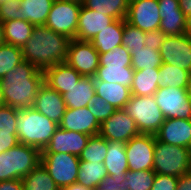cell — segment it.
<instances>
[{
  "instance_id": "1",
  "label": "cell",
  "mask_w": 191,
  "mask_h": 190,
  "mask_svg": "<svg viewBox=\"0 0 191 190\" xmlns=\"http://www.w3.org/2000/svg\"><path fill=\"white\" fill-rule=\"evenodd\" d=\"M70 38L45 25L34 26L31 38L22 48L23 60L44 71L67 58Z\"/></svg>"
},
{
  "instance_id": "2",
  "label": "cell",
  "mask_w": 191,
  "mask_h": 190,
  "mask_svg": "<svg viewBox=\"0 0 191 190\" xmlns=\"http://www.w3.org/2000/svg\"><path fill=\"white\" fill-rule=\"evenodd\" d=\"M43 82V71L23 60L0 80L5 105L17 109L32 108Z\"/></svg>"
},
{
  "instance_id": "3",
  "label": "cell",
  "mask_w": 191,
  "mask_h": 190,
  "mask_svg": "<svg viewBox=\"0 0 191 190\" xmlns=\"http://www.w3.org/2000/svg\"><path fill=\"white\" fill-rule=\"evenodd\" d=\"M16 127L19 143L43 151L59 125L32 107L18 109Z\"/></svg>"
},
{
  "instance_id": "4",
  "label": "cell",
  "mask_w": 191,
  "mask_h": 190,
  "mask_svg": "<svg viewBox=\"0 0 191 190\" xmlns=\"http://www.w3.org/2000/svg\"><path fill=\"white\" fill-rule=\"evenodd\" d=\"M41 163V151L22 143L0 153V181L22 179Z\"/></svg>"
},
{
  "instance_id": "5",
  "label": "cell",
  "mask_w": 191,
  "mask_h": 190,
  "mask_svg": "<svg viewBox=\"0 0 191 190\" xmlns=\"http://www.w3.org/2000/svg\"><path fill=\"white\" fill-rule=\"evenodd\" d=\"M153 171L179 178L190 171L191 149L155 141Z\"/></svg>"
},
{
  "instance_id": "6",
  "label": "cell",
  "mask_w": 191,
  "mask_h": 190,
  "mask_svg": "<svg viewBox=\"0 0 191 190\" xmlns=\"http://www.w3.org/2000/svg\"><path fill=\"white\" fill-rule=\"evenodd\" d=\"M124 109L136 122L140 134L155 135L165 120L153 95H131Z\"/></svg>"
},
{
  "instance_id": "7",
  "label": "cell",
  "mask_w": 191,
  "mask_h": 190,
  "mask_svg": "<svg viewBox=\"0 0 191 190\" xmlns=\"http://www.w3.org/2000/svg\"><path fill=\"white\" fill-rule=\"evenodd\" d=\"M78 156L69 153H41V163L59 189L77 182Z\"/></svg>"
},
{
  "instance_id": "8",
  "label": "cell",
  "mask_w": 191,
  "mask_h": 190,
  "mask_svg": "<svg viewBox=\"0 0 191 190\" xmlns=\"http://www.w3.org/2000/svg\"><path fill=\"white\" fill-rule=\"evenodd\" d=\"M81 6L73 1L54 0L45 26L71 40L75 39Z\"/></svg>"
},
{
  "instance_id": "9",
  "label": "cell",
  "mask_w": 191,
  "mask_h": 190,
  "mask_svg": "<svg viewBox=\"0 0 191 190\" xmlns=\"http://www.w3.org/2000/svg\"><path fill=\"white\" fill-rule=\"evenodd\" d=\"M153 96L165 119H191V100L186 89L159 87Z\"/></svg>"
},
{
  "instance_id": "10",
  "label": "cell",
  "mask_w": 191,
  "mask_h": 190,
  "mask_svg": "<svg viewBox=\"0 0 191 190\" xmlns=\"http://www.w3.org/2000/svg\"><path fill=\"white\" fill-rule=\"evenodd\" d=\"M82 76L94 77L99 66V52L90 41L70 40L65 61Z\"/></svg>"
},
{
  "instance_id": "11",
  "label": "cell",
  "mask_w": 191,
  "mask_h": 190,
  "mask_svg": "<svg viewBox=\"0 0 191 190\" xmlns=\"http://www.w3.org/2000/svg\"><path fill=\"white\" fill-rule=\"evenodd\" d=\"M156 137L152 134H140L125 143L129 170H152Z\"/></svg>"
},
{
  "instance_id": "12",
  "label": "cell",
  "mask_w": 191,
  "mask_h": 190,
  "mask_svg": "<svg viewBox=\"0 0 191 190\" xmlns=\"http://www.w3.org/2000/svg\"><path fill=\"white\" fill-rule=\"evenodd\" d=\"M159 53L162 62L191 73V36H166Z\"/></svg>"
},
{
  "instance_id": "13",
  "label": "cell",
  "mask_w": 191,
  "mask_h": 190,
  "mask_svg": "<svg viewBox=\"0 0 191 190\" xmlns=\"http://www.w3.org/2000/svg\"><path fill=\"white\" fill-rule=\"evenodd\" d=\"M99 135L107 141L127 143L133 137L140 135L136 122L127 111L116 109L100 126Z\"/></svg>"
},
{
  "instance_id": "14",
  "label": "cell",
  "mask_w": 191,
  "mask_h": 190,
  "mask_svg": "<svg viewBox=\"0 0 191 190\" xmlns=\"http://www.w3.org/2000/svg\"><path fill=\"white\" fill-rule=\"evenodd\" d=\"M125 20L144 32L158 30L161 21L158 0H129Z\"/></svg>"
},
{
  "instance_id": "15",
  "label": "cell",
  "mask_w": 191,
  "mask_h": 190,
  "mask_svg": "<svg viewBox=\"0 0 191 190\" xmlns=\"http://www.w3.org/2000/svg\"><path fill=\"white\" fill-rule=\"evenodd\" d=\"M91 136L58 127L41 153H69L80 156Z\"/></svg>"
},
{
  "instance_id": "16",
  "label": "cell",
  "mask_w": 191,
  "mask_h": 190,
  "mask_svg": "<svg viewBox=\"0 0 191 190\" xmlns=\"http://www.w3.org/2000/svg\"><path fill=\"white\" fill-rule=\"evenodd\" d=\"M33 108L58 125L67 109L62 94L44 82L39 87Z\"/></svg>"
},
{
  "instance_id": "17",
  "label": "cell",
  "mask_w": 191,
  "mask_h": 190,
  "mask_svg": "<svg viewBox=\"0 0 191 190\" xmlns=\"http://www.w3.org/2000/svg\"><path fill=\"white\" fill-rule=\"evenodd\" d=\"M155 137L159 142L191 149V119H165Z\"/></svg>"
},
{
  "instance_id": "18",
  "label": "cell",
  "mask_w": 191,
  "mask_h": 190,
  "mask_svg": "<svg viewBox=\"0 0 191 190\" xmlns=\"http://www.w3.org/2000/svg\"><path fill=\"white\" fill-rule=\"evenodd\" d=\"M101 124L89 111V107L67 108L59 124L61 129L80 132L89 136L99 135Z\"/></svg>"
},
{
  "instance_id": "19",
  "label": "cell",
  "mask_w": 191,
  "mask_h": 190,
  "mask_svg": "<svg viewBox=\"0 0 191 190\" xmlns=\"http://www.w3.org/2000/svg\"><path fill=\"white\" fill-rule=\"evenodd\" d=\"M114 21L115 19L113 17L98 13L82 5L80 8L75 39L91 41L100 31L108 27Z\"/></svg>"
},
{
  "instance_id": "20",
  "label": "cell",
  "mask_w": 191,
  "mask_h": 190,
  "mask_svg": "<svg viewBox=\"0 0 191 190\" xmlns=\"http://www.w3.org/2000/svg\"><path fill=\"white\" fill-rule=\"evenodd\" d=\"M161 16L160 30L167 36L185 33V15L179 7V0H158Z\"/></svg>"
},
{
  "instance_id": "21",
  "label": "cell",
  "mask_w": 191,
  "mask_h": 190,
  "mask_svg": "<svg viewBox=\"0 0 191 190\" xmlns=\"http://www.w3.org/2000/svg\"><path fill=\"white\" fill-rule=\"evenodd\" d=\"M44 83L60 94L67 93V89L77 84L82 75L66 62L58 63L43 71Z\"/></svg>"
},
{
  "instance_id": "22",
  "label": "cell",
  "mask_w": 191,
  "mask_h": 190,
  "mask_svg": "<svg viewBox=\"0 0 191 190\" xmlns=\"http://www.w3.org/2000/svg\"><path fill=\"white\" fill-rule=\"evenodd\" d=\"M62 96L67 108L89 106L95 96V77L82 76L79 82L67 89V93Z\"/></svg>"
},
{
  "instance_id": "23",
  "label": "cell",
  "mask_w": 191,
  "mask_h": 190,
  "mask_svg": "<svg viewBox=\"0 0 191 190\" xmlns=\"http://www.w3.org/2000/svg\"><path fill=\"white\" fill-rule=\"evenodd\" d=\"M104 165L108 175L112 178H126L129 170L124 142L108 141L107 155Z\"/></svg>"
},
{
  "instance_id": "24",
  "label": "cell",
  "mask_w": 191,
  "mask_h": 190,
  "mask_svg": "<svg viewBox=\"0 0 191 190\" xmlns=\"http://www.w3.org/2000/svg\"><path fill=\"white\" fill-rule=\"evenodd\" d=\"M95 95L115 109H123L131 98V89L118 83L95 81Z\"/></svg>"
},
{
  "instance_id": "25",
  "label": "cell",
  "mask_w": 191,
  "mask_h": 190,
  "mask_svg": "<svg viewBox=\"0 0 191 190\" xmlns=\"http://www.w3.org/2000/svg\"><path fill=\"white\" fill-rule=\"evenodd\" d=\"M124 20L116 19L100 31L90 42L99 53H106L122 45Z\"/></svg>"
},
{
  "instance_id": "26",
  "label": "cell",
  "mask_w": 191,
  "mask_h": 190,
  "mask_svg": "<svg viewBox=\"0 0 191 190\" xmlns=\"http://www.w3.org/2000/svg\"><path fill=\"white\" fill-rule=\"evenodd\" d=\"M54 0H20V20L34 26L45 25Z\"/></svg>"
},
{
  "instance_id": "27",
  "label": "cell",
  "mask_w": 191,
  "mask_h": 190,
  "mask_svg": "<svg viewBox=\"0 0 191 190\" xmlns=\"http://www.w3.org/2000/svg\"><path fill=\"white\" fill-rule=\"evenodd\" d=\"M34 25L23 20H9L3 22L4 41L7 44L23 48L31 38Z\"/></svg>"
},
{
  "instance_id": "28",
  "label": "cell",
  "mask_w": 191,
  "mask_h": 190,
  "mask_svg": "<svg viewBox=\"0 0 191 190\" xmlns=\"http://www.w3.org/2000/svg\"><path fill=\"white\" fill-rule=\"evenodd\" d=\"M159 69H143L134 72L131 94L137 96H151L159 89Z\"/></svg>"
},
{
  "instance_id": "29",
  "label": "cell",
  "mask_w": 191,
  "mask_h": 190,
  "mask_svg": "<svg viewBox=\"0 0 191 190\" xmlns=\"http://www.w3.org/2000/svg\"><path fill=\"white\" fill-rule=\"evenodd\" d=\"M107 171L104 163L101 162H79V172L77 175V182L84 187L97 190L100 183L107 176Z\"/></svg>"
},
{
  "instance_id": "30",
  "label": "cell",
  "mask_w": 191,
  "mask_h": 190,
  "mask_svg": "<svg viewBox=\"0 0 191 190\" xmlns=\"http://www.w3.org/2000/svg\"><path fill=\"white\" fill-rule=\"evenodd\" d=\"M135 70L132 67L122 66H98L95 81H105L107 83H118L131 88Z\"/></svg>"
},
{
  "instance_id": "31",
  "label": "cell",
  "mask_w": 191,
  "mask_h": 190,
  "mask_svg": "<svg viewBox=\"0 0 191 190\" xmlns=\"http://www.w3.org/2000/svg\"><path fill=\"white\" fill-rule=\"evenodd\" d=\"M82 5L106 16L126 19L129 0H84Z\"/></svg>"
},
{
  "instance_id": "32",
  "label": "cell",
  "mask_w": 191,
  "mask_h": 190,
  "mask_svg": "<svg viewBox=\"0 0 191 190\" xmlns=\"http://www.w3.org/2000/svg\"><path fill=\"white\" fill-rule=\"evenodd\" d=\"M22 183L23 190H59L42 163L23 177Z\"/></svg>"
},
{
  "instance_id": "33",
  "label": "cell",
  "mask_w": 191,
  "mask_h": 190,
  "mask_svg": "<svg viewBox=\"0 0 191 190\" xmlns=\"http://www.w3.org/2000/svg\"><path fill=\"white\" fill-rule=\"evenodd\" d=\"M190 72L163 63L159 67L158 86L186 89Z\"/></svg>"
},
{
  "instance_id": "34",
  "label": "cell",
  "mask_w": 191,
  "mask_h": 190,
  "mask_svg": "<svg viewBox=\"0 0 191 190\" xmlns=\"http://www.w3.org/2000/svg\"><path fill=\"white\" fill-rule=\"evenodd\" d=\"M131 64L135 71L143 69H159L163 64L158 50L143 47L131 52Z\"/></svg>"
},
{
  "instance_id": "35",
  "label": "cell",
  "mask_w": 191,
  "mask_h": 190,
  "mask_svg": "<svg viewBox=\"0 0 191 190\" xmlns=\"http://www.w3.org/2000/svg\"><path fill=\"white\" fill-rule=\"evenodd\" d=\"M108 141L100 135L91 136L79 156L80 161L104 162L107 155Z\"/></svg>"
},
{
  "instance_id": "36",
  "label": "cell",
  "mask_w": 191,
  "mask_h": 190,
  "mask_svg": "<svg viewBox=\"0 0 191 190\" xmlns=\"http://www.w3.org/2000/svg\"><path fill=\"white\" fill-rule=\"evenodd\" d=\"M156 173L153 170H128L124 190H151Z\"/></svg>"
},
{
  "instance_id": "37",
  "label": "cell",
  "mask_w": 191,
  "mask_h": 190,
  "mask_svg": "<svg viewBox=\"0 0 191 190\" xmlns=\"http://www.w3.org/2000/svg\"><path fill=\"white\" fill-rule=\"evenodd\" d=\"M22 61V48L7 43L0 45V80Z\"/></svg>"
},
{
  "instance_id": "38",
  "label": "cell",
  "mask_w": 191,
  "mask_h": 190,
  "mask_svg": "<svg viewBox=\"0 0 191 190\" xmlns=\"http://www.w3.org/2000/svg\"><path fill=\"white\" fill-rule=\"evenodd\" d=\"M99 65L100 66H122L132 67L131 64V53L129 50L121 45L116 46L113 50L106 53H99Z\"/></svg>"
},
{
  "instance_id": "39",
  "label": "cell",
  "mask_w": 191,
  "mask_h": 190,
  "mask_svg": "<svg viewBox=\"0 0 191 190\" xmlns=\"http://www.w3.org/2000/svg\"><path fill=\"white\" fill-rule=\"evenodd\" d=\"M145 32L137 27L132 26L124 19V31L122 37V45L125 46L129 52L145 47Z\"/></svg>"
},
{
  "instance_id": "40",
  "label": "cell",
  "mask_w": 191,
  "mask_h": 190,
  "mask_svg": "<svg viewBox=\"0 0 191 190\" xmlns=\"http://www.w3.org/2000/svg\"><path fill=\"white\" fill-rule=\"evenodd\" d=\"M18 109L9 105L0 107V133L17 134Z\"/></svg>"
},
{
  "instance_id": "41",
  "label": "cell",
  "mask_w": 191,
  "mask_h": 190,
  "mask_svg": "<svg viewBox=\"0 0 191 190\" xmlns=\"http://www.w3.org/2000/svg\"><path fill=\"white\" fill-rule=\"evenodd\" d=\"M88 107L89 111L93 114V116L98 120L100 124H102L116 111V109L112 105L96 95L94 96V99L91 101Z\"/></svg>"
},
{
  "instance_id": "42",
  "label": "cell",
  "mask_w": 191,
  "mask_h": 190,
  "mask_svg": "<svg viewBox=\"0 0 191 190\" xmlns=\"http://www.w3.org/2000/svg\"><path fill=\"white\" fill-rule=\"evenodd\" d=\"M20 0H8L0 2V21L20 20Z\"/></svg>"
},
{
  "instance_id": "43",
  "label": "cell",
  "mask_w": 191,
  "mask_h": 190,
  "mask_svg": "<svg viewBox=\"0 0 191 190\" xmlns=\"http://www.w3.org/2000/svg\"><path fill=\"white\" fill-rule=\"evenodd\" d=\"M177 185V177L156 173L151 190H176Z\"/></svg>"
},
{
  "instance_id": "44",
  "label": "cell",
  "mask_w": 191,
  "mask_h": 190,
  "mask_svg": "<svg viewBox=\"0 0 191 190\" xmlns=\"http://www.w3.org/2000/svg\"><path fill=\"white\" fill-rule=\"evenodd\" d=\"M166 36L167 35L163 33L160 29L153 30L150 32H145V41H144L145 47L147 48L151 47L159 51Z\"/></svg>"
},
{
  "instance_id": "45",
  "label": "cell",
  "mask_w": 191,
  "mask_h": 190,
  "mask_svg": "<svg viewBox=\"0 0 191 190\" xmlns=\"http://www.w3.org/2000/svg\"><path fill=\"white\" fill-rule=\"evenodd\" d=\"M125 180L126 178H112L111 175H107L97 190H124Z\"/></svg>"
},
{
  "instance_id": "46",
  "label": "cell",
  "mask_w": 191,
  "mask_h": 190,
  "mask_svg": "<svg viewBox=\"0 0 191 190\" xmlns=\"http://www.w3.org/2000/svg\"><path fill=\"white\" fill-rule=\"evenodd\" d=\"M19 144L17 134L0 133V153L9 150Z\"/></svg>"
},
{
  "instance_id": "47",
  "label": "cell",
  "mask_w": 191,
  "mask_h": 190,
  "mask_svg": "<svg viewBox=\"0 0 191 190\" xmlns=\"http://www.w3.org/2000/svg\"><path fill=\"white\" fill-rule=\"evenodd\" d=\"M0 190H23L22 179L0 181Z\"/></svg>"
},
{
  "instance_id": "48",
  "label": "cell",
  "mask_w": 191,
  "mask_h": 190,
  "mask_svg": "<svg viewBox=\"0 0 191 190\" xmlns=\"http://www.w3.org/2000/svg\"><path fill=\"white\" fill-rule=\"evenodd\" d=\"M176 190H191V171L178 178Z\"/></svg>"
},
{
  "instance_id": "49",
  "label": "cell",
  "mask_w": 191,
  "mask_h": 190,
  "mask_svg": "<svg viewBox=\"0 0 191 190\" xmlns=\"http://www.w3.org/2000/svg\"><path fill=\"white\" fill-rule=\"evenodd\" d=\"M179 7L185 16L191 15V0H179Z\"/></svg>"
},
{
  "instance_id": "50",
  "label": "cell",
  "mask_w": 191,
  "mask_h": 190,
  "mask_svg": "<svg viewBox=\"0 0 191 190\" xmlns=\"http://www.w3.org/2000/svg\"><path fill=\"white\" fill-rule=\"evenodd\" d=\"M59 190H93V189L84 187L82 184L76 182Z\"/></svg>"
},
{
  "instance_id": "51",
  "label": "cell",
  "mask_w": 191,
  "mask_h": 190,
  "mask_svg": "<svg viewBox=\"0 0 191 190\" xmlns=\"http://www.w3.org/2000/svg\"><path fill=\"white\" fill-rule=\"evenodd\" d=\"M185 33L191 36V15L185 16Z\"/></svg>"
},
{
  "instance_id": "52",
  "label": "cell",
  "mask_w": 191,
  "mask_h": 190,
  "mask_svg": "<svg viewBox=\"0 0 191 190\" xmlns=\"http://www.w3.org/2000/svg\"><path fill=\"white\" fill-rule=\"evenodd\" d=\"M3 22L0 21V45L4 44Z\"/></svg>"
},
{
  "instance_id": "53",
  "label": "cell",
  "mask_w": 191,
  "mask_h": 190,
  "mask_svg": "<svg viewBox=\"0 0 191 190\" xmlns=\"http://www.w3.org/2000/svg\"><path fill=\"white\" fill-rule=\"evenodd\" d=\"M186 91H187L188 97L191 100V73H190V76H189V81H188V84H187Z\"/></svg>"
},
{
  "instance_id": "54",
  "label": "cell",
  "mask_w": 191,
  "mask_h": 190,
  "mask_svg": "<svg viewBox=\"0 0 191 190\" xmlns=\"http://www.w3.org/2000/svg\"><path fill=\"white\" fill-rule=\"evenodd\" d=\"M4 98H3V89L1 88V84H0V107L4 106Z\"/></svg>"
},
{
  "instance_id": "55",
  "label": "cell",
  "mask_w": 191,
  "mask_h": 190,
  "mask_svg": "<svg viewBox=\"0 0 191 190\" xmlns=\"http://www.w3.org/2000/svg\"><path fill=\"white\" fill-rule=\"evenodd\" d=\"M59 1H73L82 4L84 0H59Z\"/></svg>"
}]
</instances>
